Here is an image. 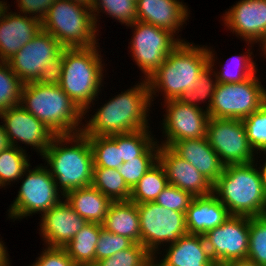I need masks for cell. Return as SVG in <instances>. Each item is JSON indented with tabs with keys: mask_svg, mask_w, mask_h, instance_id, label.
<instances>
[{
	"mask_svg": "<svg viewBox=\"0 0 266 266\" xmlns=\"http://www.w3.org/2000/svg\"><path fill=\"white\" fill-rule=\"evenodd\" d=\"M152 105L147 80L143 79L101 105L82 126L84 135L108 136L150 128L149 111ZM148 117V118H147Z\"/></svg>",
	"mask_w": 266,
	"mask_h": 266,
	"instance_id": "6da1fadb",
	"label": "cell"
},
{
	"mask_svg": "<svg viewBox=\"0 0 266 266\" xmlns=\"http://www.w3.org/2000/svg\"><path fill=\"white\" fill-rule=\"evenodd\" d=\"M227 165L213 184V195L230 215L256 217L266 214V183L260 165Z\"/></svg>",
	"mask_w": 266,
	"mask_h": 266,
	"instance_id": "7a4b0ae2",
	"label": "cell"
},
{
	"mask_svg": "<svg viewBox=\"0 0 266 266\" xmlns=\"http://www.w3.org/2000/svg\"><path fill=\"white\" fill-rule=\"evenodd\" d=\"M42 158L63 196L92 184L93 155L88 137L82 132L56 135Z\"/></svg>",
	"mask_w": 266,
	"mask_h": 266,
	"instance_id": "3957f363",
	"label": "cell"
},
{
	"mask_svg": "<svg viewBox=\"0 0 266 266\" xmlns=\"http://www.w3.org/2000/svg\"><path fill=\"white\" fill-rule=\"evenodd\" d=\"M200 46L187 41L181 42L167 56L163 64L147 79L151 102L159 92L163 95L164 102L180 99L186 91L196 86L199 74L209 64L208 48Z\"/></svg>",
	"mask_w": 266,
	"mask_h": 266,
	"instance_id": "277c9868",
	"label": "cell"
},
{
	"mask_svg": "<svg viewBox=\"0 0 266 266\" xmlns=\"http://www.w3.org/2000/svg\"><path fill=\"white\" fill-rule=\"evenodd\" d=\"M20 105L56 135L82 132V119L85 118L83 112L60 86L36 82L24 84Z\"/></svg>",
	"mask_w": 266,
	"mask_h": 266,
	"instance_id": "5b68a950",
	"label": "cell"
},
{
	"mask_svg": "<svg viewBox=\"0 0 266 266\" xmlns=\"http://www.w3.org/2000/svg\"><path fill=\"white\" fill-rule=\"evenodd\" d=\"M98 47L95 45L63 49L64 64L59 86L83 112V116L89 112L91 104L94 105V100L97 101L100 88L103 86L105 64H102Z\"/></svg>",
	"mask_w": 266,
	"mask_h": 266,
	"instance_id": "8992f818",
	"label": "cell"
},
{
	"mask_svg": "<svg viewBox=\"0 0 266 266\" xmlns=\"http://www.w3.org/2000/svg\"><path fill=\"white\" fill-rule=\"evenodd\" d=\"M41 24L42 30L54 36L64 48H86L98 44L99 30L90 6L57 0Z\"/></svg>",
	"mask_w": 266,
	"mask_h": 266,
	"instance_id": "52a82bcc",
	"label": "cell"
},
{
	"mask_svg": "<svg viewBox=\"0 0 266 266\" xmlns=\"http://www.w3.org/2000/svg\"><path fill=\"white\" fill-rule=\"evenodd\" d=\"M30 167L31 165L24 171L23 177L20 178L21 186L17 197L10 205L8 218L19 220L35 213H40L42 216L62 200L60 199L61 196L64 197L57 189L55 179L48 167L41 165L33 169H30Z\"/></svg>",
	"mask_w": 266,
	"mask_h": 266,
	"instance_id": "ba28073f",
	"label": "cell"
},
{
	"mask_svg": "<svg viewBox=\"0 0 266 266\" xmlns=\"http://www.w3.org/2000/svg\"><path fill=\"white\" fill-rule=\"evenodd\" d=\"M266 102V89L256 73L238 83H217L209 117L239 119L257 111Z\"/></svg>",
	"mask_w": 266,
	"mask_h": 266,
	"instance_id": "9c48e42d",
	"label": "cell"
},
{
	"mask_svg": "<svg viewBox=\"0 0 266 266\" xmlns=\"http://www.w3.org/2000/svg\"><path fill=\"white\" fill-rule=\"evenodd\" d=\"M141 244L157 258L161 245L176 242L187 234L185 213L164 208L155 202L137 204ZM160 247V248H159Z\"/></svg>",
	"mask_w": 266,
	"mask_h": 266,
	"instance_id": "30bf717a",
	"label": "cell"
},
{
	"mask_svg": "<svg viewBox=\"0 0 266 266\" xmlns=\"http://www.w3.org/2000/svg\"><path fill=\"white\" fill-rule=\"evenodd\" d=\"M134 28L130 39V52L138 68L147 80L166 60L167 56L184 39L175 38L168 30L156 27L142 21H135L128 25Z\"/></svg>",
	"mask_w": 266,
	"mask_h": 266,
	"instance_id": "8fae6325",
	"label": "cell"
},
{
	"mask_svg": "<svg viewBox=\"0 0 266 266\" xmlns=\"http://www.w3.org/2000/svg\"><path fill=\"white\" fill-rule=\"evenodd\" d=\"M206 138L225 166L258 162L242 120L210 117Z\"/></svg>",
	"mask_w": 266,
	"mask_h": 266,
	"instance_id": "7c38bea8",
	"label": "cell"
},
{
	"mask_svg": "<svg viewBox=\"0 0 266 266\" xmlns=\"http://www.w3.org/2000/svg\"><path fill=\"white\" fill-rule=\"evenodd\" d=\"M203 236L214 262L228 263L247 258L249 217L230 215L220 226Z\"/></svg>",
	"mask_w": 266,
	"mask_h": 266,
	"instance_id": "4fadbf2b",
	"label": "cell"
},
{
	"mask_svg": "<svg viewBox=\"0 0 266 266\" xmlns=\"http://www.w3.org/2000/svg\"><path fill=\"white\" fill-rule=\"evenodd\" d=\"M165 118L162 126L165 141L162 146H171L174 142L206 137L209 114L204 107L183 103L180 99L165 101Z\"/></svg>",
	"mask_w": 266,
	"mask_h": 266,
	"instance_id": "5bb4252c",
	"label": "cell"
},
{
	"mask_svg": "<svg viewBox=\"0 0 266 266\" xmlns=\"http://www.w3.org/2000/svg\"><path fill=\"white\" fill-rule=\"evenodd\" d=\"M63 49L54 36L41 29L7 62L23 84L36 82L44 66L56 58Z\"/></svg>",
	"mask_w": 266,
	"mask_h": 266,
	"instance_id": "9a60e30c",
	"label": "cell"
},
{
	"mask_svg": "<svg viewBox=\"0 0 266 266\" xmlns=\"http://www.w3.org/2000/svg\"><path fill=\"white\" fill-rule=\"evenodd\" d=\"M11 146L23 149L20 144L32 146L42 157L56 134L43 122L26 111L20 104L0 112ZM19 145V146H18ZM35 147V148H34Z\"/></svg>",
	"mask_w": 266,
	"mask_h": 266,
	"instance_id": "2e32d148",
	"label": "cell"
},
{
	"mask_svg": "<svg viewBox=\"0 0 266 266\" xmlns=\"http://www.w3.org/2000/svg\"><path fill=\"white\" fill-rule=\"evenodd\" d=\"M222 16L227 29L250 46L266 40V0H240Z\"/></svg>",
	"mask_w": 266,
	"mask_h": 266,
	"instance_id": "e0dca14e",
	"label": "cell"
},
{
	"mask_svg": "<svg viewBox=\"0 0 266 266\" xmlns=\"http://www.w3.org/2000/svg\"><path fill=\"white\" fill-rule=\"evenodd\" d=\"M7 2L0 1V61L10 60L42 29L41 21L31 16L8 12Z\"/></svg>",
	"mask_w": 266,
	"mask_h": 266,
	"instance_id": "ac0fdd59",
	"label": "cell"
},
{
	"mask_svg": "<svg viewBox=\"0 0 266 266\" xmlns=\"http://www.w3.org/2000/svg\"><path fill=\"white\" fill-rule=\"evenodd\" d=\"M40 217L39 234L47 247L63 248L88 223L64 197Z\"/></svg>",
	"mask_w": 266,
	"mask_h": 266,
	"instance_id": "d6986e66",
	"label": "cell"
},
{
	"mask_svg": "<svg viewBox=\"0 0 266 266\" xmlns=\"http://www.w3.org/2000/svg\"><path fill=\"white\" fill-rule=\"evenodd\" d=\"M158 161L163 166L170 185L189 192L193 197L213 194V184L169 146L160 145Z\"/></svg>",
	"mask_w": 266,
	"mask_h": 266,
	"instance_id": "ffe728a7",
	"label": "cell"
},
{
	"mask_svg": "<svg viewBox=\"0 0 266 266\" xmlns=\"http://www.w3.org/2000/svg\"><path fill=\"white\" fill-rule=\"evenodd\" d=\"M136 5L137 21L168 30L175 36L189 19L190 10L180 0H137Z\"/></svg>",
	"mask_w": 266,
	"mask_h": 266,
	"instance_id": "44dd1931",
	"label": "cell"
},
{
	"mask_svg": "<svg viewBox=\"0 0 266 266\" xmlns=\"http://www.w3.org/2000/svg\"><path fill=\"white\" fill-rule=\"evenodd\" d=\"M163 249V259L154 258L157 266H212L215 262L211 258L203 235L185 234L176 242L168 244Z\"/></svg>",
	"mask_w": 266,
	"mask_h": 266,
	"instance_id": "7402d4cb",
	"label": "cell"
},
{
	"mask_svg": "<svg viewBox=\"0 0 266 266\" xmlns=\"http://www.w3.org/2000/svg\"><path fill=\"white\" fill-rule=\"evenodd\" d=\"M170 148L178 156L188 161L212 184L223 173L225 165L212 149L206 137L176 141Z\"/></svg>",
	"mask_w": 266,
	"mask_h": 266,
	"instance_id": "603a6c76",
	"label": "cell"
},
{
	"mask_svg": "<svg viewBox=\"0 0 266 266\" xmlns=\"http://www.w3.org/2000/svg\"><path fill=\"white\" fill-rule=\"evenodd\" d=\"M228 217V209L213 194L194 197L185 214L187 232L204 235L220 226Z\"/></svg>",
	"mask_w": 266,
	"mask_h": 266,
	"instance_id": "cb8c5ba5",
	"label": "cell"
},
{
	"mask_svg": "<svg viewBox=\"0 0 266 266\" xmlns=\"http://www.w3.org/2000/svg\"><path fill=\"white\" fill-rule=\"evenodd\" d=\"M102 227L109 232L129 238L133 243L141 244L139 212L134 202H112Z\"/></svg>",
	"mask_w": 266,
	"mask_h": 266,
	"instance_id": "d4e9b609",
	"label": "cell"
},
{
	"mask_svg": "<svg viewBox=\"0 0 266 266\" xmlns=\"http://www.w3.org/2000/svg\"><path fill=\"white\" fill-rule=\"evenodd\" d=\"M64 198L89 223L102 224L112 201L90 185L68 192Z\"/></svg>",
	"mask_w": 266,
	"mask_h": 266,
	"instance_id": "484cf974",
	"label": "cell"
},
{
	"mask_svg": "<svg viewBox=\"0 0 266 266\" xmlns=\"http://www.w3.org/2000/svg\"><path fill=\"white\" fill-rule=\"evenodd\" d=\"M102 224L87 223L63 248L77 266H92Z\"/></svg>",
	"mask_w": 266,
	"mask_h": 266,
	"instance_id": "4316f807",
	"label": "cell"
},
{
	"mask_svg": "<svg viewBox=\"0 0 266 266\" xmlns=\"http://www.w3.org/2000/svg\"><path fill=\"white\" fill-rule=\"evenodd\" d=\"M92 186L112 202L130 201L131 188L115 168L94 167Z\"/></svg>",
	"mask_w": 266,
	"mask_h": 266,
	"instance_id": "83f0119b",
	"label": "cell"
},
{
	"mask_svg": "<svg viewBox=\"0 0 266 266\" xmlns=\"http://www.w3.org/2000/svg\"><path fill=\"white\" fill-rule=\"evenodd\" d=\"M168 185L165 170L157 161L131 189L130 201L136 204L154 202Z\"/></svg>",
	"mask_w": 266,
	"mask_h": 266,
	"instance_id": "f1b7e54d",
	"label": "cell"
},
{
	"mask_svg": "<svg viewBox=\"0 0 266 266\" xmlns=\"http://www.w3.org/2000/svg\"><path fill=\"white\" fill-rule=\"evenodd\" d=\"M208 48V56H209V64L203 69V71L199 74V77L196 81V86L190 90L186 91L181 97L180 100L183 103L190 104L196 107H201L199 106L201 102L204 103L206 100H208L207 105L205 106V110H209L212 100H213V95L215 92V87L217 85V79H216V74H215V53L213 50H211L210 47ZM212 75V77H211ZM214 76V78H213ZM200 103V104H198Z\"/></svg>",
	"mask_w": 266,
	"mask_h": 266,
	"instance_id": "f546056e",
	"label": "cell"
},
{
	"mask_svg": "<svg viewBox=\"0 0 266 266\" xmlns=\"http://www.w3.org/2000/svg\"><path fill=\"white\" fill-rule=\"evenodd\" d=\"M86 136L92 150L94 167L118 169L123 164L120 149L117 146V134Z\"/></svg>",
	"mask_w": 266,
	"mask_h": 266,
	"instance_id": "4dcf8cb0",
	"label": "cell"
},
{
	"mask_svg": "<svg viewBox=\"0 0 266 266\" xmlns=\"http://www.w3.org/2000/svg\"><path fill=\"white\" fill-rule=\"evenodd\" d=\"M25 151V149L10 146L0 152V188L20 180L24 171L30 166Z\"/></svg>",
	"mask_w": 266,
	"mask_h": 266,
	"instance_id": "1f68e13d",
	"label": "cell"
},
{
	"mask_svg": "<svg viewBox=\"0 0 266 266\" xmlns=\"http://www.w3.org/2000/svg\"><path fill=\"white\" fill-rule=\"evenodd\" d=\"M249 48L245 54L247 55H239L232 56L224 63V66L220 71H215L217 83H238L243 82L244 80L250 78L255 73H257L258 69L256 63L253 60V52L250 51ZM230 60V61H229ZM230 63V64H228ZM232 64V66H231ZM235 67V68H234ZM234 68V69H233ZM237 68V69H236ZM234 70V71H233Z\"/></svg>",
	"mask_w": 266,
	"mask_h": 266,
	"instance_id": "d6a6232c",
	"label": "cell"
},
{
	"mask_svg": "<svg viewBox=\"0 0 266 266\" xmlns=\"http://www.w3.org/2000/svg\"><path fill=\"white\" fill-rule=\"evenodd\" d=\"M154 141L140 156L124 162L118 172L132 189L144 174L158 161L160 144Z\"/></svg>",
	"mask_w": 266,
	"mask_h": 266,
	"instance_id": "836d02e7",
	"label": "cell"
},
{
	"mask_svg": "<svg viewBox=\"0 0 266 266\" xmlns=\"http://www.w3.org/2000/svg\"><path fill=\"white\" fill-rule=\"evenodd\" d=\"M136 2L137 0H92L91 10L97 30L99 29L97 26L98 14L101 12L116 19L121 25L128 26L137 21Z\"/></svg>",
	"mask_w": 266,
	"mask_h": 266,
	"instance_id": "e575fe53",
	"label": "cell"
},
{
	"mask_svg": "<svg viewBox=\"0 0 266 266\" xmlns=\"http://www.w3.org/2000/svg\"><path fill=\"white\" fill-rule=\"evenodd\" d=\"M155 140L149 128L117 134L121 160L124 163L140 156Z\"/></svg>",
	"mask_w": 266,
	"mask_h": 266,
	"instance_id": "d590c367",
	"label": "cell"
},
{
	"mask_svg": "<svg viewBox=\"0 0 266 266\" xmlns=\"http://www.w3.org/2000/svg\"><path fill=\"white\" fill-rule=\"evenodd\" d=\"M23 85L8 62L0 61V112L20 104Z\"/></svg>",
	"mask_w": 266,
	"mask_h": 266,
	"instance_id": "8d00e7d4",
	"label": "cell"
},
{
	"mask_svg": "<svg viewBox=\"0 0 266 266\" xmlns=\"http://www.w3.org/2000/svg\"><path fill=\"white\" fill-rule=\"evenodd\" d=\"M154 257L139 243H133L127 249L95 262L92 266H151Z\"/></svg>",
	"mask_w": 266,
	"mask_h": 266,
	"instance_id": "74e56055",
	"label": "cell"
},
{
	"mask_svg": "<svg viewBox=\"0 0 266 266\" xmlns=\"http://www.w3.org/2000/svg\"><path fill=\"white\" fill-rule=\"evenodd\" d=\"M247 258L260 266H266V214L249 217Z\"/></svg>",
	"mask_w": 266,
	"mask_h": 266,
	"instance_id": "f35d334b",
	"label": "cell"
},
{
	"mask_svg": "<svg viewBox=\"0 0 266 266\" xmlns=\"http://www.w3.org/2000/svg\"><path fill=\"white\" fill-rule=\"evenodd\" d=\"M242 122L255 154L261 155L262 152L266 155V102L257 111L243 118Z\"/></svg>",
	"mask_w": 266,
	"mask_h": 266,
	"instance_id": "ab89813d",
	"label": "cell"
},
{
	"mask_svg": "<svg viewBox=\"0 0 266 266\" xmlns=\"http://www.w3.org/2000/svg\"><path fill=\"white\" fill-rule=\"evenodd\" d=\"M133 242L122 235H117L102 228L97 241L95 262L106 259L116 252L127 249Z\"/></svg>",
	"mask_w": 266,
	"mask_h": 266,
	"instance_id": "60d3db41",
	"label": "cell"
},
{
	"mask_svg": "<svg viewBox=\"0 0 266 266\" xmlns=\"http://www.w3.org/2000/svg\"><path fill=\"white\" fill-rule=\"evenodd\" d=\"M193 198L189 192L169 184L162 190L154 202L162 205L164 208L186 214Z\"/></svg>",
	"mask_w": 266,
	"mask_h": 266,
	"instance_id": "b9f144b4",
	"label": "cell"
},
{
	"mask_svg": "<svg viewBox=\"0 0 266 266\" xmlns=\"http://www.w3.org/2000/svg\"><path fill=\"white\" fill-rule=\"evenodd\" d=\"M30 266H77L64 248L47 247Z\"/></svg>",
	"mask_w": 266,
	"mask_h": 266,
	"instance_id": "7bdbcfd3",
	"label": "cell"
},
{
	"mask_svg": "<svg viewBox=\"0 0 266 266\" xmlns=\"http://www.w3.org/2000/svg\"><path fill=\"white\" fill-rule=\"evenodd\" d=\"M63 50L50 63L44 66L36 83L44 85L59 86L63 73Z\"/></svg>",
	"mask_w": 266,
	"mask_h": 266,
	"instance_id": "ee69618b",
	"label": "cell"
},
{
	"mask_svg": "<svg viewBox=\"0 0 266 266\" xmlns=\"http://www.w3.org/2000/svg\"><path fill=\"white\" fill-rule=\"evenodd\" d=\"M56 1L57 0H17V6L18 9H20L18 13L24 14L25 16L29 14V16L42 21L46 17L49 8Z\"/></svg>",
	"mask_w": 266,
	"mask_h": 266,
	"instance_id": "f6af8a7d",
	"label": "cell"
},
{
	"mask_svg": "<svg viewBox=\"0 0 266 266\" xmlns=\"http://www.w3.org/2000/svg\"><path fill=\"white\" fill-rule=\"evenodd\" d=\"M1 124H0V152L2 150L8 149L11 146L5 127L2 122Z\"/></svg>",
	"mask_w": 266,
	"mask_h": 266,
	"instance_id": "bcb514c9",
	"label": "cell"
},
{
	"mask_svg": "<svg viewBox=\"0 0 266 266\" xmlns=\"http://www.w3.org/2000/svg\"><path fill=\"white\" fill-rule=\"evenodd\" d=\"M8 256L7 247L0 239V266H6L10 262Z\"/></svg>",
	"mask_w": 266,
	"mask_h": 266,
	"instance_id": "7dc6e473",
	"label": "cell"
},
{
	"mask_svg": "<svg viewBox=\"0 0 266 266\" xmlns=\"http://www.w3.org/2000/svg\"><path fill=\"white\" fill-rule=\"evenodd\" d=\"M228 266H260L254 261L244 258L226 263Z\"/></svg>",
	"mask_w": 266,
	"mask_h": 266,
	"instance_id": "c3c4849f",
	"label": "cell"
},
{
	"mask_svg": "<svg viewBox=\"0 0 266 266\" xmlns=\"http://www.w3.org/2000/svg\"><path fill=\"white\" fill-rule=\"evenodd\" d=\"M71 2H75V3H79V4H82V5H85V6H90L91 7V4H92V0H69Z\"/></svg>",
	"mask_w": 266,
	"mask_h": 266,
	"instance_id": "681fc988",
	"label": "cell"
},
{
	"mask_svg": "<svg viewBox=\"0 0 266 266\" xmlns=\"http://www.w3.org/2000/svg\"><path fill=\"white\" fill-rule=\"evenodd\" d=\"M260 48L262 49L261 54L264 53L263 55H265L264 57L266 58V40L265 42L260 46Z\"/></svg>",
	"mask_w": 266,
	"mask_h": 266,
	"instance_id": "f907efd6",
	"label": "cell"
},
{
	"mask_svg": "<svg viewBox=\"0 0 266 266\" xmlns=\"http://www.w3.org/2000/svg\"><path fill=\"white\" fill-rule=\"evenodd\" d=\"M264 164H262V169H263V172H264V176H265V183H266V157H265V162H263Z\"/></svg>",
	"mask_w": 266,
	"mask_h": 266,
	"instance_id": "816d5d0a",
	"label": "cell"
},
{
	"mask_svg": "<svg viewBox=\"0 0 266 266\" xmlns=\"http://www.w3.org/2000/svg\"><path fill=\"white\" fill-rule=\"evenodd\" d=\"M212 266H228L226 263H217L215 262Z\"/></svg>",
	"mask_w": 266,
	"mask_h": 266,
	"instance_id": "f5cc1de1",
	"label": "cell"
}]
</instances>
